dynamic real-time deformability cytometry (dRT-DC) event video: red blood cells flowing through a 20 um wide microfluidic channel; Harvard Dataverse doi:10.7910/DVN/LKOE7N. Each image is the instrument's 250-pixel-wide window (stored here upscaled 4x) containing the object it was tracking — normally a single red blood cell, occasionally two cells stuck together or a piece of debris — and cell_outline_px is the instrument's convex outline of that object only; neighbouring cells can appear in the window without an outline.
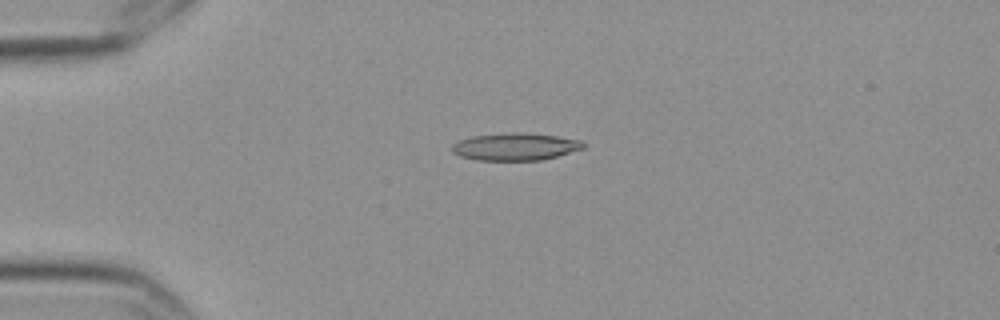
{"species": "Egyptian fruit bat (a non-hibernating species)", "species_latin": "Rousettus aegyptiacus", "temperature_condition": "cold", "stored_images_in_passage": 3, "camera_frame_rate_fps": 3000, "um_per_image_px": 0.085, "frame": {"image": 1, "passage_image": 1, "time_ms": 0.0, "image_size_px": [1000, 320], "cell_outline_px": [[584, 148], [556, 156], [540, 160], [476, 160], [460, 156], [452, 152], [452, 144], [460, 140], [472, 136], [512, 132], [516, 132], [556, 136], [580, 140], [584, 144]], "centroid_in_image_um": [43.76, 12.47], "position_along_channel_um": 41.2, "area_um2": 20.69}}
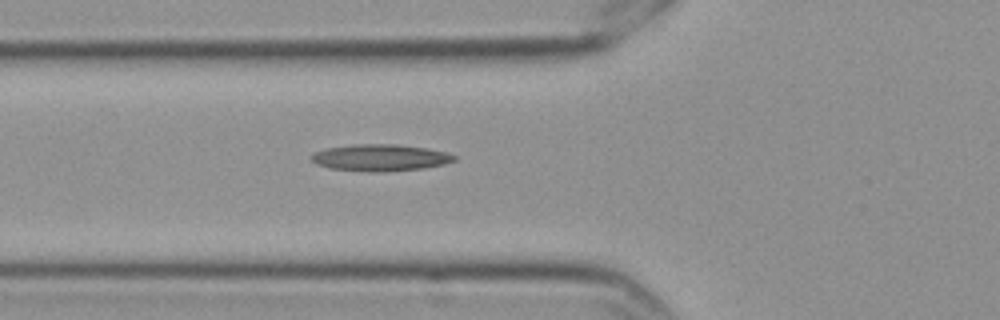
{"frame": {"image": 2, "passage_image": 3, "time_ms": 0.667, "image_size_px": [1000, 320], "cell_outline_px": [[456, 160], [444, 164], [424, 168], [384, 172], [368, 172], [328, 168], [316, 164], [308, 156], [312, 152], [324, 148], [352, 144], [396, 144], [428, 148], [444, 152], [456, 156]], "centroid_in_image_um": [32.25, 13.4], "position_along_channel_um": 93.5, "area_um2": 22.6}}